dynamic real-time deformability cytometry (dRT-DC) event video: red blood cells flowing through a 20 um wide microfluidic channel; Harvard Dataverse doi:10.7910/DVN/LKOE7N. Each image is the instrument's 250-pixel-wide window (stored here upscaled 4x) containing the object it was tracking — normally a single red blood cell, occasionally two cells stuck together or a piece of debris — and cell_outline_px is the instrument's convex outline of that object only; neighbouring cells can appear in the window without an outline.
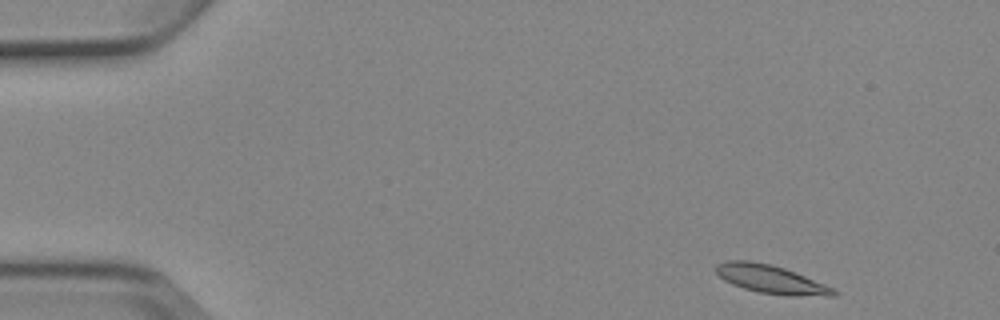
{"species": "Egyptian fruit bat (a non-hibernating species)", "species_latin": "Rousettus aegyptiacus", "temperature_condition": "cold", "stored_images_in_passage": 5, "camera_frame_rate_fps": 3000, "um_per_image_px": 0.085, "animal": {"sex": "female"}, "frame": {"image": 1, "passage_image": 1, "time_ms": 0.0, "image_size_px": [1000, 320], "cell_outline_px": [[840, 292], [836, 296], [788, 296], [760, 292], [744, 288], [732, 284], [724, 280], [716, 272], [716, 264], [724, 260], [748, 260], [768, 264], [784, 268], [796, 272], [836, 288]], "centroid_in_image_um": [65.59, 23.75], "position_along_channel_um": 19.4, "area_um2": 19.65}}
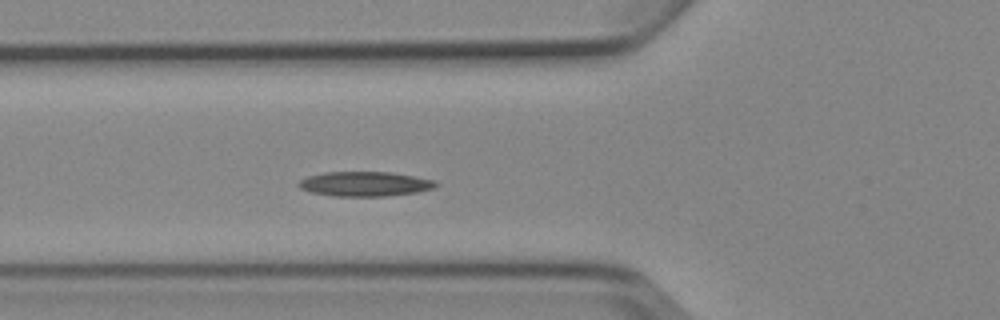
{"frame": {"image": 2, "passage_image": 5, "time_ms": 4.667, "image_size_px": [1000, 320], "cell_outline_px": [[440, 184], [432, 188], [416, 192], [384, 196], [332, 196], [312, 192], [300, 188], [296, 184], [300, 180], [308, 176], [324, 172], [392, 172], [436, 180]], "centroid_in_image_um": [31.01, 15.63], "position_along_channel_um": 94.8, "area_um2": 19.71}}